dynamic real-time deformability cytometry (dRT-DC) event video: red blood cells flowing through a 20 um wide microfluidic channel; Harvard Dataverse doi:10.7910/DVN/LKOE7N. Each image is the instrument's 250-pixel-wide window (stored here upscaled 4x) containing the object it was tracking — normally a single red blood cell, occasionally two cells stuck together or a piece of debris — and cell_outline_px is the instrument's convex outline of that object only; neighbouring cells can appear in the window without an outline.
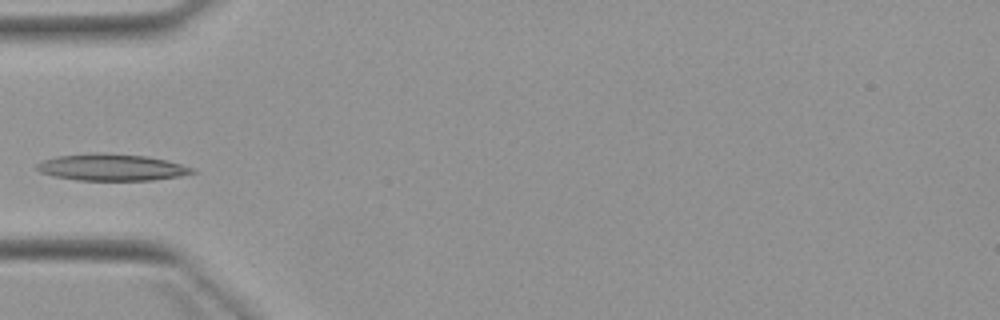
{"species": "Egyptian fruit bat (a non-hibernating species)", "species_latin": "Rousettus aegyptiacus", "temperature_condition": "warm", "stored_images_in_passage": 3, "camera_frame_rate_fps": 3000, "um_per_image_px": 0.085, "animal": {"sex": "female"}, "frame": {"image": 1, "passage_image": 3, "time_ms": 2.333, "image_size_px": [1000, 320], "cell_outline_px": [[196, 172], [180, 176], [152, 180], [76, 180], [52, 176], [40, 172], [36, 168], [36, 164], [44, 160], [56, 156], [92, 152], [104, 152], [148, 156], [196, 168]], "centroid_in_image_um": [9.47, 14.21], "position_along_channel_um": 75.5, "area_um2": 24.39}}